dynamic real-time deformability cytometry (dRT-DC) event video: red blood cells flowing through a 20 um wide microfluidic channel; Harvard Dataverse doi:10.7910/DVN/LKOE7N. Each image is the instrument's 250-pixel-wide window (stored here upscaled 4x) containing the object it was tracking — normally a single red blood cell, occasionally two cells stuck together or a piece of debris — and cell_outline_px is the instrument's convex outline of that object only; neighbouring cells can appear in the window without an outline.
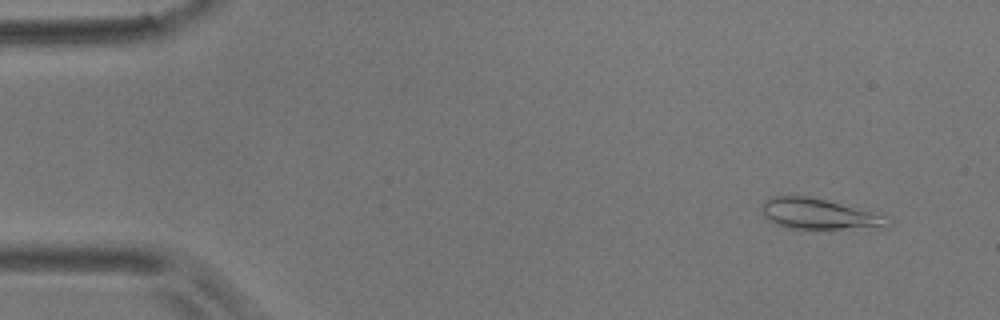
{"species": "common noctule bat (a hibernating species)", "species_latin": "Nyctalus noctula", "temperature_condition": "room temperature", "stored_images_in_passage": 9, "camera_frame_rate_fps": 3000, "um_per_image_px": 0.085, "animal": {"sex": "male", "body_mass_g": 17.9}, "frame": {"image": 1, "passage_image": 1, "time_ms": 0.0, "image_size_px": [1000, 320], "cell_outline_px": [[892, 224], [888, 228], [788, 228], [776, 224], [768, 220], [764, 216], [760, 208], [760, 204], [764, 200], [772, 196], [792, 192], [856, 204], [884, 216], [892, 220]], "centroid_in_image_um": [69.64, 18.11], "position_along_channel_um": 15.4, "area_um2": 24.16}}
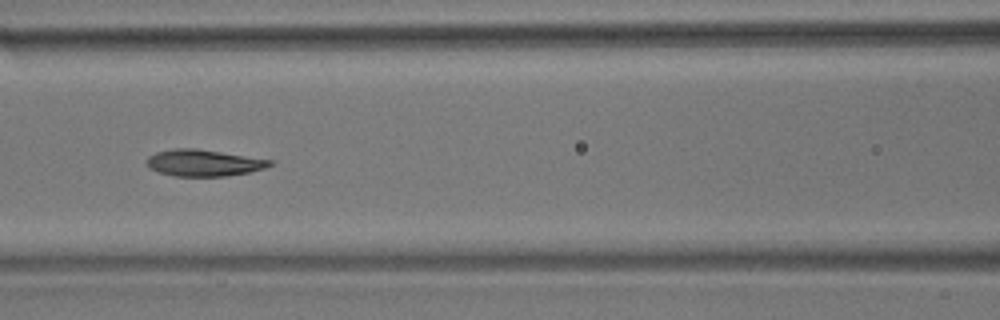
{"frame": {"image": 2, "passage_image": 7, "time_ms": 2.0, "image_size_px": [1000, 320], "cell_outline_px": [[272, 164], [264, 168], [248, 172], [224, 176], [172, 176], [148, 168], [148, 156], [156, 152], [172, 148], [196, 148], [272, 160]], "centroid_in_image_um": [17.27, 13.84], "position_along_channel_um": 149.3, "area_um2": 18.9}}
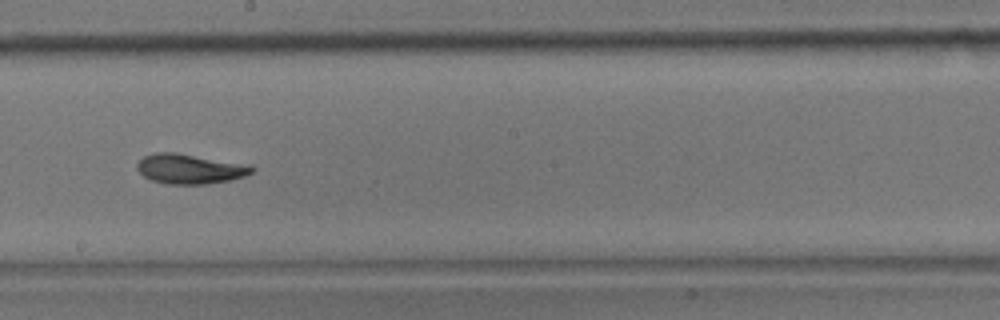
{"frame": {"image": 3, "passage_image": 9, "time_ms": 2.667, "image_size_px": [1000, 320], "cell_outline_px": [[256, 168], [252, 172], [244, 176], [228, 180], [208, 184], [164, 184], [152, 180], [144, 176], [136, 168], [136, 164], [144, 156], [156, 152], [176, 152], [252, 164]], "centroid_in_image_um": [16.17, 14.34], "position_along_channel_um": 232.0, "area_um2": 20.23}}